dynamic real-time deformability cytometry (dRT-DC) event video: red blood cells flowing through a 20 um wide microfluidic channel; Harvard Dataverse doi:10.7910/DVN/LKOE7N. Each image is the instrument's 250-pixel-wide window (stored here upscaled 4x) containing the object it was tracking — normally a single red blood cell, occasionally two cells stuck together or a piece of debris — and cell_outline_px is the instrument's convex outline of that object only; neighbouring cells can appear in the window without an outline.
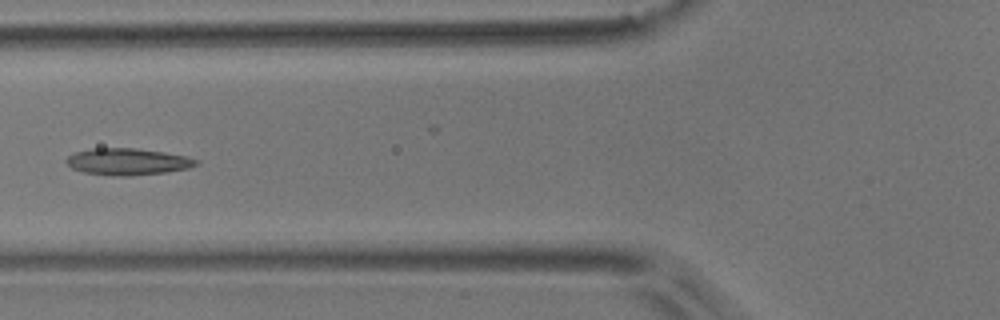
{"species": "common noctule bat (a hibernating species)", "species_latin": "Nyctalus noctula", "temperature_condition": "room temperature", "stored_images_in_passage": 5, "camera_frame_rate_fps": 3000, "um_per_image_px": 0.085, "animal": {"sex": "male", "body_mass_g": 17.9}, "frame": {"image": 1, "passage_image": 5, "time_ms": 1.333, "image_size_px": [1000, 320], "cell_outline_px": [[200, 164], [188, 168], [164, 172], [132, 176], [116, 176], [84, 172], [72, 168], [64, 160], [68, 156], [76, 152], [92, 148], [136, 148], [164, 152], [184, 156], [200, 160]], "centroid_in_image_um": [10.86, 13.74], "position_along_channel_um": 114.9, "area_um2": 20.17}}